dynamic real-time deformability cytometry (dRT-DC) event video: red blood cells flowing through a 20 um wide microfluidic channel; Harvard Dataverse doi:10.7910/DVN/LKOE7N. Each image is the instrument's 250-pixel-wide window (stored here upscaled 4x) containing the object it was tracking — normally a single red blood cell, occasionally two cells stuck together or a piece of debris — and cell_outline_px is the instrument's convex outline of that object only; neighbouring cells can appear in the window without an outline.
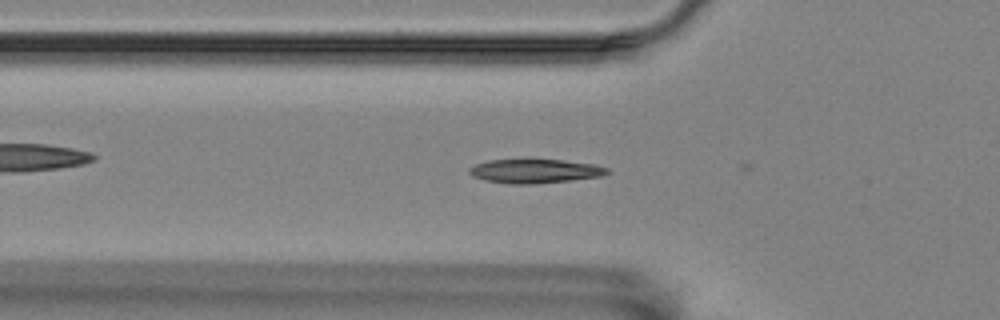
{"species": "Egyptian fruit bat (a non-hibernating species)", "species_latin": "Rousettus aegyptiacus", "temperature_condition": "room temperature", "stored_images_in_passage": 30, "camera_frame_rate_fps": 3000, "um_per_image_px": 0.085, "animal": {"sex": "female"}, "frame": {"image": 1, "passage_image": 2, "time_ms": 0.333, "image_size_px": [1000, 320], "cell_outline_px": [[612, 172], [600, 176], [568, 180], [532, 184], [508, 184], [484, 180], [472, 176], [468, 172], [468, 168], [476, 164], [488, 160], [560, 160], [596, 164], [608, 168]], "centroid_in_image_um": [45.45, 14.54], "position_along_channel_um": 80.3, "area_um2": 19.19}}
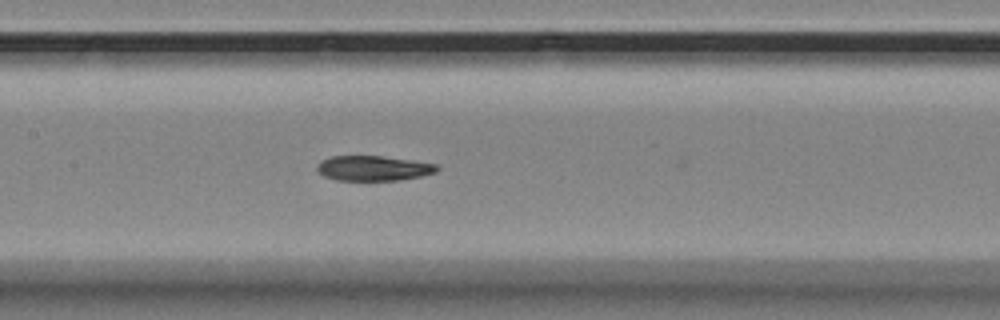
{"frame": {"image": 2, "passage_image": 10, "time_ms": 3.0, "image_size_px": [1000, 320], "cell_outline_px": [[440, 168], [436, 172], [420, 176], [400, 180], [336, 180], [324, 176], [316, 168], [316, 164], [320, 160], [332, 156], [380, 156], [412, 160], [436, 164]], "centroid_in_image_um": [31.72, 14.29], "position_along_channel_um": 175.7, "area_um2": 17.46}}
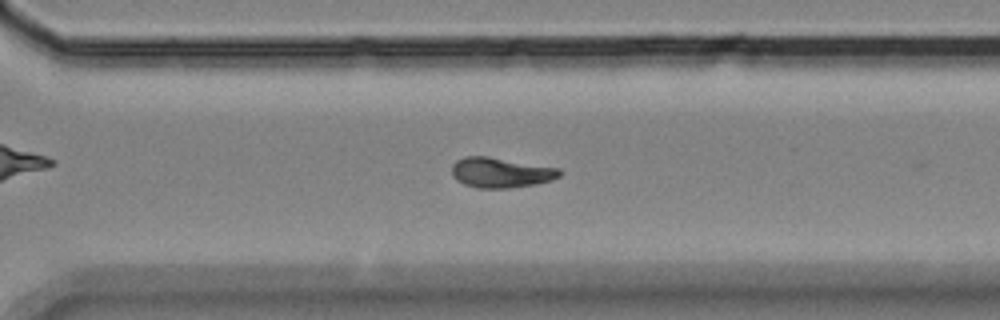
{"frame": {"image": 3, "passage_image": 23, "time_ms": 7.333, "image_size_px": [1000, 320], "cell_outline_px": [[564, 172], [560, 176], [552, 180], [536, 184], [508, 188], [476, 188], [464, 184], [456, 180], [452, 176], [452, 164], [456, 160], [464, 156], [488, 156], [560, 168]], "centroid_in_image_um": [42.57, 14.66], "position_along_channel_um": 328.0, "area_um2": 19.19}}